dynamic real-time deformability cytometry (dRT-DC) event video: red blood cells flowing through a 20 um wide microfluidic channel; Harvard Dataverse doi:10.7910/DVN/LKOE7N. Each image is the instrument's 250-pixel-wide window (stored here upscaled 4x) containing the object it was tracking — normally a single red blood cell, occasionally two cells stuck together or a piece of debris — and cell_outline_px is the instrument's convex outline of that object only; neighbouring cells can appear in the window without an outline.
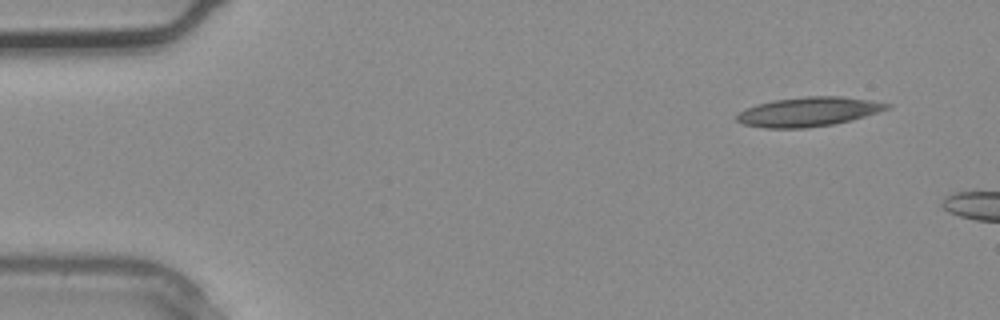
{"species": "common noctule bat (a hibernating species)", "species_latin": "Nyctalus noctula", "temperature_condition": "warm", "stored_images_in_passage": 3, "camera_frame_rate_fps": 3000, "um_per_image_px": 0.085, "animal": {"sex": "male", "body_mass_g": 20.4}, "frame": {"image": 1, "passage_image": 1, "time_ms": 0.0, "image_size_px": [1000, 320], "cell_outline_px": [[892, 108], [880, 112], [852, 120], [832, 124], [804, 128], [764, 128], [744, 124], [736, 120], [736, 116], [740, 112], [756, 104], [772, 100], [808, 96], [844, 96], [872, 100], [892, 104]], "centroid_in_image_um": [68.78, 9.49], "position_along_channel_um": 16.2, "area_um2": 25.78}}